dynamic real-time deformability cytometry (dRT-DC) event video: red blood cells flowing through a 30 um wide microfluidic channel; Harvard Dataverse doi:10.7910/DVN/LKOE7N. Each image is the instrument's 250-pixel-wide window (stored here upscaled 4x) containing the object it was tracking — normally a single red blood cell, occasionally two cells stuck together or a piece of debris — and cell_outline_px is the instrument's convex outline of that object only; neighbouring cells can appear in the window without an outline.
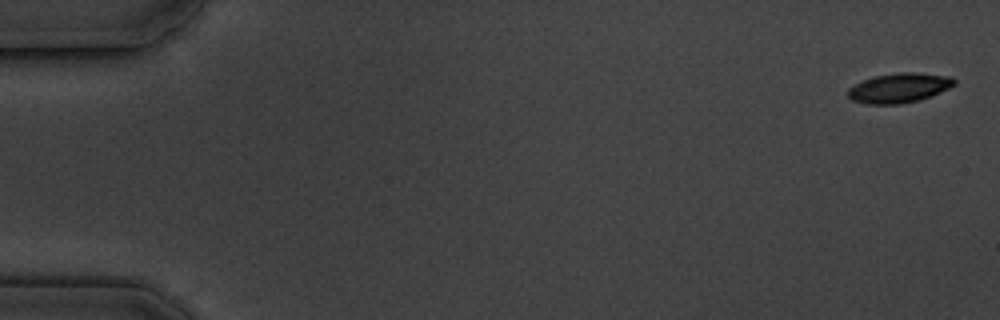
{"species": "common noctule bat (a hibernating species)", "species_latin": "Nyctalus noctula", "temperature_condition": "cold", "stored_images_in_passage": 9, "camera_frame_rate_fps": 3000, "um_per_image_px": 0.085, "animal": {"sex": "male", "body_mass_g": 19.5, "forearm_length_mm": 54.6}, "frame": {"image": 1, "passage_image": 1, "time_ms": 0.0, "image_size_px": [1000, 320], "cell_outline_px": [[956, 84], [932, 96], [920, 100], [900, 104], [864, 104], [852, 100], [848, 96], [848, 88], [864, 80], [876, 76], [900, 72], [916, 72], [952, 76], [956, 80]], "centroid_in_image_um": [76.46, 7.47], "position_along_channel_um": 8.5, "area_um2": 18.44}}
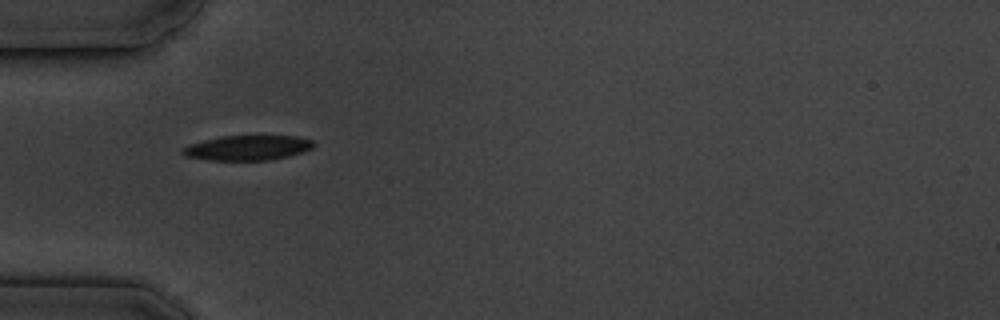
{"frame": {"image": 2, "passage_image": 6, "time_ms": 5.667, "image_size_px": [1000, 320], "cell_outline_px": [[316, 144], [312, 148], [304, 152], [272, 160], [208, 160], [184, 156], [180, 152], [180, 148], [204, 140], [220, 136], [296, 136], [312, 140]], "centroid_in_image_um": [21.04, 12.57], "position_along_channel_um": 64.0, "area_um2": 19.13}}